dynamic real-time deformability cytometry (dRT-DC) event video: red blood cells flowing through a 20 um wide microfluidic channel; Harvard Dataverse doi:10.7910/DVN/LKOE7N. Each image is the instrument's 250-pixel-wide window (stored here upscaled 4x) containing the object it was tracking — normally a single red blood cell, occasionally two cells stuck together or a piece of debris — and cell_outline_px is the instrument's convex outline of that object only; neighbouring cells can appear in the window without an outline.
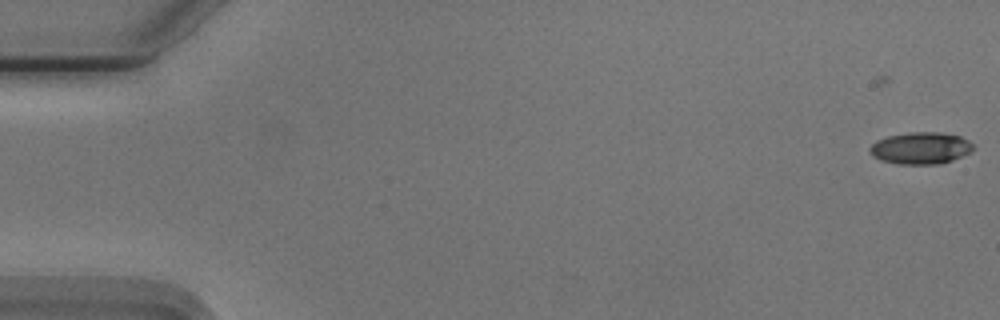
{"species": "Egyptian fruit bat (a non-hibernating species)", "species_latin": "Rousettus aegyptiacus", "temperature_condition": "cold", "stored_images_in_passage": 5, "camera_frame_rate_fps": 3000, "um_per_image_px": 0.085, "animal": {"sex": "male"}, "frame": {"image": 1, "passage_image": 5, "time_ms": 1.333, "image_size_px": [1000, 320], "cell_outline_px": [[972, 148], [968, 152], [952, 160], [936, 164], [896, 164], [872, 156], [868, 152], [868, 148], [876, 140], [888, 136], [908, 132], [940, 132], [960, 136], [968, 140], [972, 144]], "centroid_in_image_um": [78.2, 12.58], "position_along_channel_um": 6.8, "area_um2": 19.07}}